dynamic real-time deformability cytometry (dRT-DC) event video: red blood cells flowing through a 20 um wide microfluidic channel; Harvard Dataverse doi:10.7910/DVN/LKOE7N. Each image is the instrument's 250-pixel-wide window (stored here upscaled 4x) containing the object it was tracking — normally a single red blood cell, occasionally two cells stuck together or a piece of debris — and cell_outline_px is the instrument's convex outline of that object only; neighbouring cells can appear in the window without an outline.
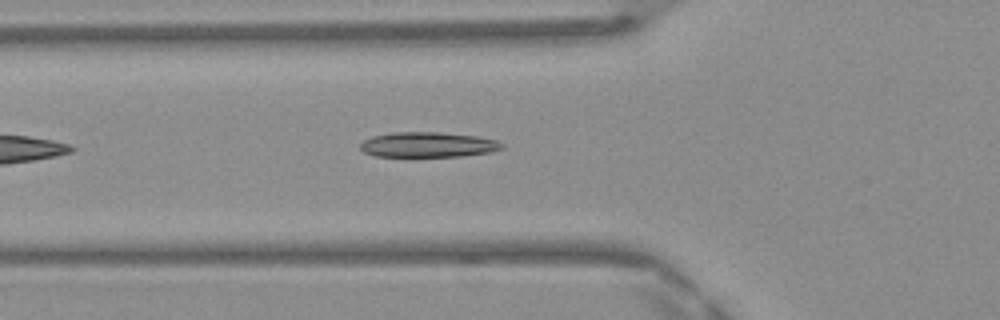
{"species": "Egyptian fruit bat (a non-hibernating species)", "species_latin": "Rousettus aegyptiacus", "temperature_condition": "warm", "stored_images_in_passage": 8, "camera_frame_rate_fps": 3000, "um_per_image_px": 0.085, "frame": {"image": 1, "passage_image": 2, "time_ms": 0.333, "image_size_px": [1000, 320], "cell_outline_px": [[504, 148], [492, 152], [460, 156], [376, 156], [364, 152], [360, 148], [360, 144], [364, 140], [372, 136], [392, 132], [440, 132], [480, 136], [496, 140], [504, 144]], "centroid_in_image_um": [36.41, 12.29], "position_along_channel_um": 89.4, "area_um2": 20.87}}
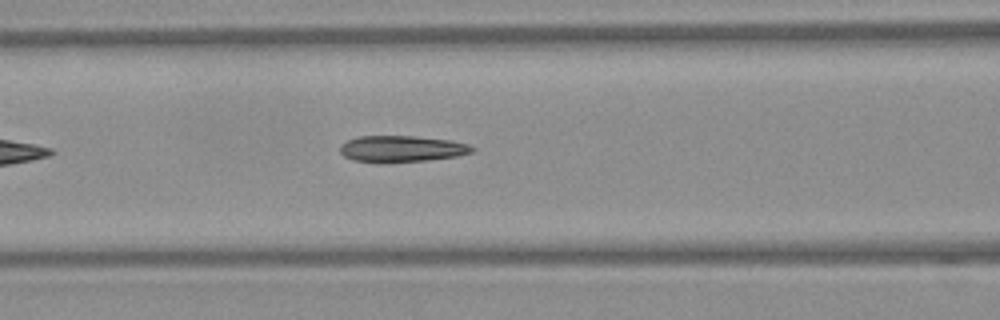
{"frame": {"image": 2, "passage_image": 5, "time_ms": 1.333, "image_size_px": [1000, 320], "cell_outline_px": [[476, 148], [472, 152], [456, 156], [424, 160], [352, 160], [344, 156], [340, 152], [340, 144], [348, 140], [360, 136], [412, 136], [452, 140], [468, 144]], "centroid_in_image_um": [34.17, 12.6], "position_along_channel_um": 132.4, "area_um2": 19.48}}